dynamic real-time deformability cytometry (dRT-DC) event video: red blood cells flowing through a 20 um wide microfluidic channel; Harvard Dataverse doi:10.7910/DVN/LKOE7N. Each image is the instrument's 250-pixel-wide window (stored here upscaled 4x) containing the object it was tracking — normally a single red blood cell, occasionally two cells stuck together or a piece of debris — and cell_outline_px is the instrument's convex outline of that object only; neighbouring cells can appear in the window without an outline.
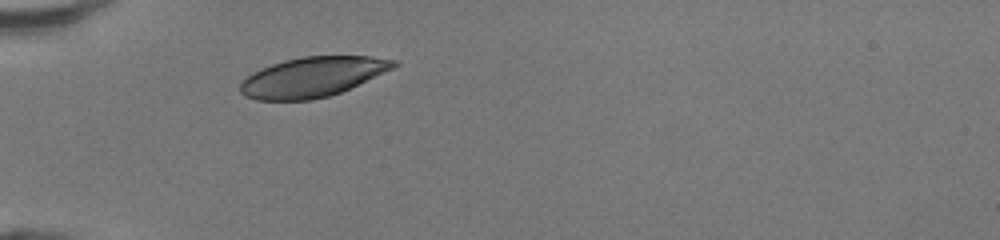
{"species": "human", "species_latin": "Homo sapiens", "temperature_condition": "room temperature", "stored_images_in_passage": 28, "camera_frame_rate_fps": 3000, "um_per_image_px": 0.085, "donor": {"sex": "female"}, "frame": {"image": 1, "passage_image": 1, "time_ms": 0.0, "image_size_px": [1000, 240], "cell_outline_px": [[400, 64], [392, 68], [340, 92], [328, 96], [312, 100], [256, 100], [244, 96], [240, 92], [240, 84], [252, 72], [272, 64], [284, 60], [300, 56], [372, 56], [396, 60]], "centroid_in_image_um": [26.53, 6.53], "position_along_channel_um": 58.5, "area_um2": 35.37}}
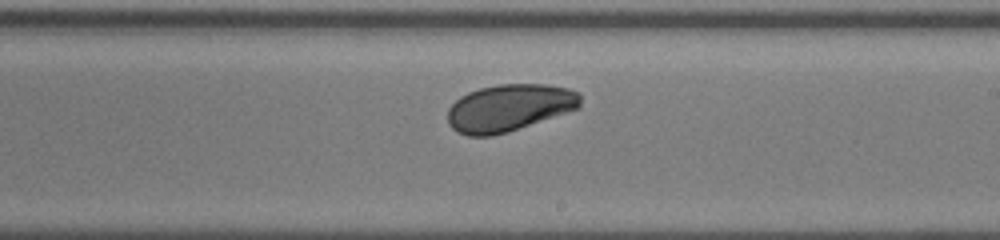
{"frame": {"image": 2, "passage_image": 15, "time_ms": 4.667, "image_size_px": [1000, 240], "cell_outline_px": [[580, 108], [508, 132], [492, 136], [468, 136], [456, 132], [448, 124], [448, 108], [460, 96], [468, 92], [480, 88], [500, 84], [544, 84], [568, 88], [580, 92]], "centroid_in_image_um": [43.28, 9.16], "position_along_channel_um": 245.7, "area_um2": 36.59}}
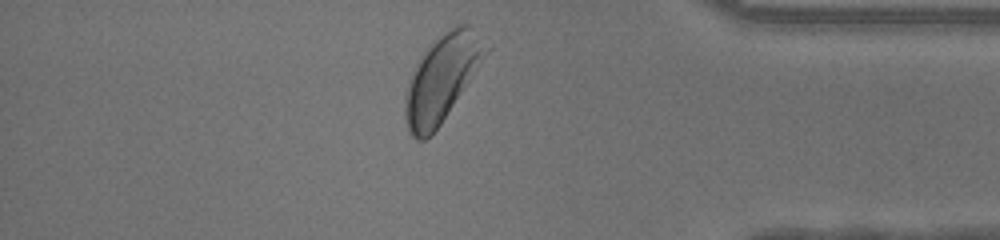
{"frame": {"image": 3, "passage_image": 27, "time_ms": 8.667, "image_size_px": [1000, 240], "cell_outline_px": [[492, 48], [440, 124], [424, 140], [416, 140], [408, 132], [404, 116], [404, 96], [412, 72], [420, 56], [444, 32], [456, 24], [468, 24]], "centroid_in_image_um": [37.56, 6.64], "position_along_channel_um": 397.6, "area_um2": 40.17}, "authors_computed_cell_mechanics": {"area_um2": 36.8475, "velocity_mm_per_s": 4.2745, "shape_relaxation_time_tau1_ms": 1.9403, "shape_relaxation_time_tau2_ms": null, "deformation_change_tau1": 0.1087, "deformation_change_tau2": null}}